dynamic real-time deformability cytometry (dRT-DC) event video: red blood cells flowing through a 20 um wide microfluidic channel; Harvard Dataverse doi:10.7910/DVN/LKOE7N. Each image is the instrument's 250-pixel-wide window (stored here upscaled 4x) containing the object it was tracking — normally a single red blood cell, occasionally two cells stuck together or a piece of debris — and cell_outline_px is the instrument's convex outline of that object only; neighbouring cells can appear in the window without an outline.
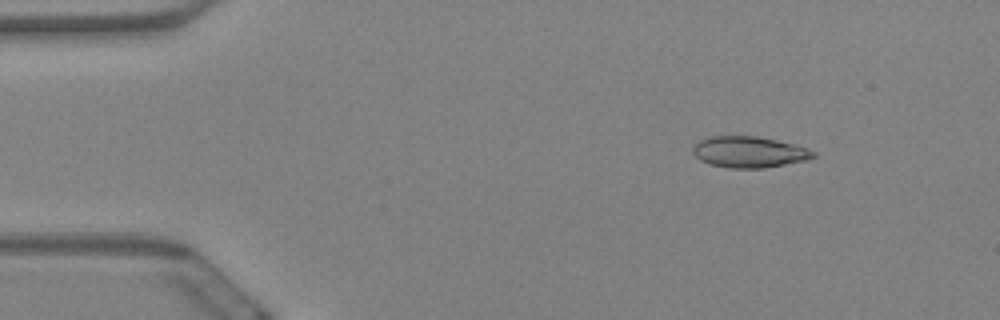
{"species": "Egyptian fruit bat (a non-hibernating species)", "species_latin": "Rousettus aegyptiacus", "temperature_condition": "warm", "stored_images_in_passage": 59, "camera_frame_rate_fps": 3000, "um_per_image_px": 0.085, "animal": {"sex": "female"}, "frame": {"image": 1, "passage_image": 8, "time_ms": 2.333, "image_size_px": [1000, 320], "cell_outline_px": [[816, 156], [808, 160], [764, 168], [732, 168], [708, 164], [700, 160], [692, 152], [692, 148], [700, 140], [708, 136], [756, 136], [776, 140], [808, 148], [816, 152]], "centroid_in_image_um": [63.68, 12.92], "position_along_channel_um": 21.3, "area_um2": 21.91}}
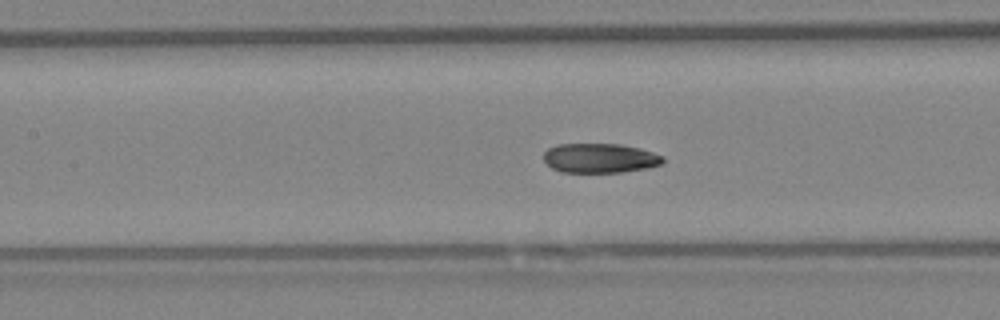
{"frame": {"image": 2, "passage_image": 27, "time_ms": 8.667, "image_size_px": [1000, 320], "cell_outline_px": [[664, 160], [660, 164], [648, 168], [620, 172], [560, 172], [552, 168], [544, 160], [544, 152], [548, 148], [556, 144], [620, 144], [640, 148], [664, 156]], "centroid_in_image_um": [50.98, 13.43], "position_along_channel_um": 156.4, "area_um2": 20.52}}
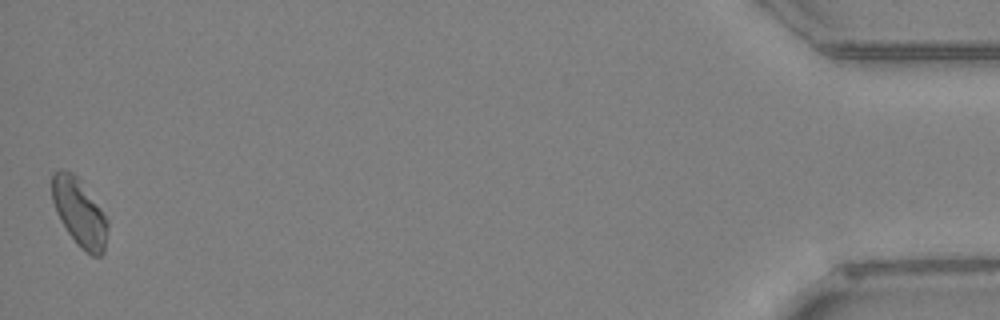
{"frame": {"image": 3, "passage_image": 59, "time_ms": 19.333, "image_size_px": [1000, 320], "cell_outline_px": [[108, 228], [104, 252], [100, 256], [92, 256], [80, 248], [76, 244], [60, 220], [56, 212], [52, 200], [52, 172], [60, 168], [64, 168], [72, 172], [80, 180], [100, 208], [108, 220]], "centroid_in_image_um": [6.73, 18.06], "position_along_channel_um": 428.5, "area_um2": 21.96}, "authors_computed_cell_mechanics": {"area_um2": 21.5594, "velocity_mm_per_s": 3.412, "shape_relaxation_time_tau1_ms": 5.3903, "shape_relaxation_time_tau2_ms": null, "deformation_change_tau1": 0.1221, "deformation_change_tau2": null}}